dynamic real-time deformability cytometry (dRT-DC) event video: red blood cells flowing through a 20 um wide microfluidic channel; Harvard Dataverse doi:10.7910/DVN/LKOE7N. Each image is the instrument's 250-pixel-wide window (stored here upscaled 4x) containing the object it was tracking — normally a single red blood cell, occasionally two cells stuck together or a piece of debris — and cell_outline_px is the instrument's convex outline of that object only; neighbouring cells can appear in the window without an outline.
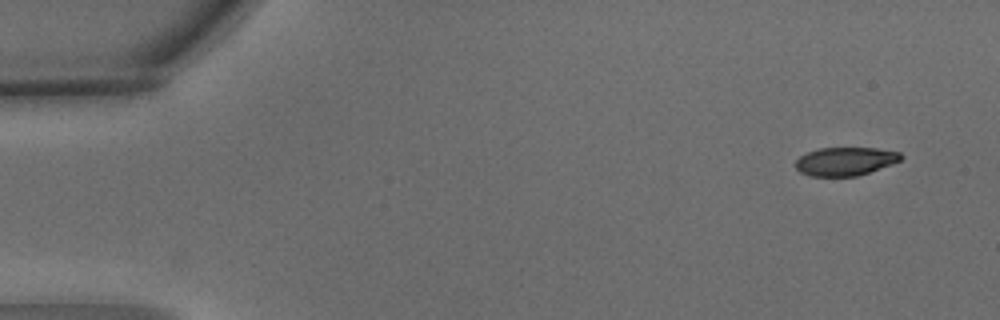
{"species": "common noctule bat (a hibernating species)", "species_latin": "Nyctalus noctula", "temperature_condition": "warm", "stored_images_in_passage": 4, "camera_frame_rate_fps": 3000, "um_per_image_px": 0.085, "animal": {"sex": "male", "body_mass_g": 15.6}, "frame": {"image": 1, "passage_image": 1, "time_ms": 0.0, "image_size_px": [1000, 320], "cell_outline_px": [[904, 156], [900, 160], [892, 164], [856, 176], [808, 176], [800, 172], [796, 168], [796, 160], [800, 156], [808, 152], [820, 148], [876, 148], [900, 152]], "centroid_in_image_um": [71.85, 13.71], "position_along_channel_um": 13.2, "area_um2": 17.34}}
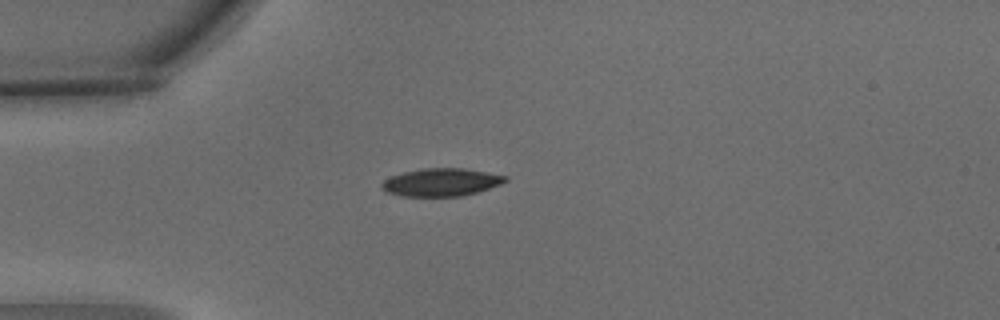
{"frame": {"image": 2, "passage_image": 4, "time_ms": 1.0, "image_size_px": [1000, 320], "cell_outline_px": [[508, 180], [500, 184], [476, 192], [460, 196], [400, 196], [388, 192], [380, 188], [380, 184], [384, 180], [392, 176], [404, 172], [424, 168], [464, 168], [508, 176]], "centroid_in_image_um": [37.48, 15.49], "position_along_channel_um": 47.5, "area_um2": 19.88}}